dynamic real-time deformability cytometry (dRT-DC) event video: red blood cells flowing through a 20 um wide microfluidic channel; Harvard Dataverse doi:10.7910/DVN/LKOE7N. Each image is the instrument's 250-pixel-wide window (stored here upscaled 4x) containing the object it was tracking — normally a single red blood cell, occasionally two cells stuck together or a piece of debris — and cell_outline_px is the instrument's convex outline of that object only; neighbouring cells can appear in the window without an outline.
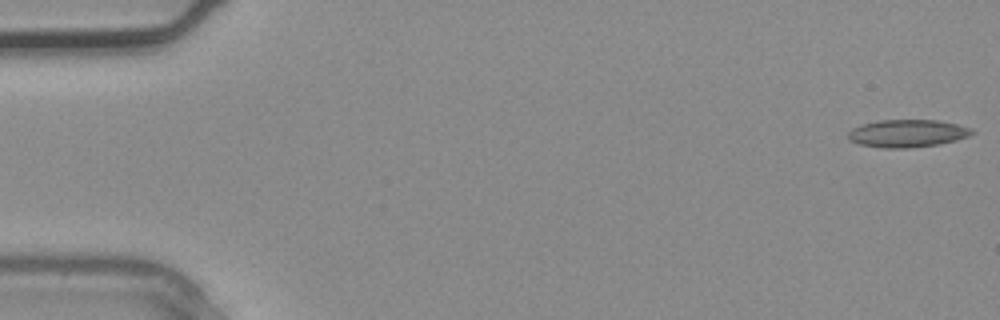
{"species": "common noctule bat (a hibernating species)", "species_latin": "Nyctalus noctula", "temperature_condition": "warm", "stored_images_in_passage": 2, "segment_of_instrument_passage": [2, 2], "camera_frame_rate_fps": 3000, "um_per_image_px": 0.085, "animal": {"sex": "male", "body_mass_g": 20.4}, "frame": {"image": 1, "passage_image": 2, "time_ms": 0.333, "image_size_px": [1000, 320], "cell_outline_px": [[976, 132], [968, 136], [956, 140], [940, 144], [908, 148], [880, 148], [860, 144], [848, 140], [848, 132], [852, 128], [860, 124], [880, 120], [936, 120], [956, 124], [972, 128]], "centroid_in_image_um": [77.11, 11.34], "position_along_channel_um": 7.9, "area_um2": 20.06}}